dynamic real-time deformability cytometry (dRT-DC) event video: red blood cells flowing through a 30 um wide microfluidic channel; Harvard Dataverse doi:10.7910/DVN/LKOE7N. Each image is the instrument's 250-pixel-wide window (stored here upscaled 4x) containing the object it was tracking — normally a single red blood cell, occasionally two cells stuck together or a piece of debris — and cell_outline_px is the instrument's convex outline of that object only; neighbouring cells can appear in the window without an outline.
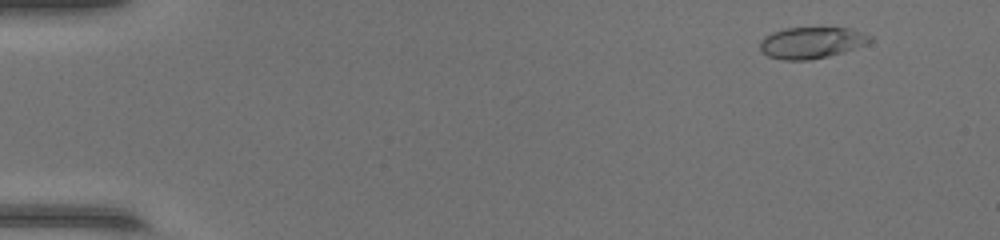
{"species": "common noctule bat (a hibernating species)", "species_latin": "Nyctalus noctula", "temperature_condition": "warm", "stored_images_in_passage": 43, "camera_frame_rate_fps": 3000, "um_per_image_px": 0.085, "animal": {"sex": "female", "body_mass_g": 17.0, "forearm_length_mm": 48.0}, "frame": {"image": 1, "passage_image": 5, "time_ms": 1.333, "image_size_px": [1000, 240], "cell_outline_px": [[872, 40], [868, 44], [844, 52], [828, 56], [808, 60], [784, 60], [768, 56], [760, 48], [760, 40], [764, 36], [772, 32], [784, 28], [852, 28], [872, 36]], "centroid_in_image_um": [69.0, 3.62], "position_along_channel_um": 16.0, "area_um2": 20.23}}
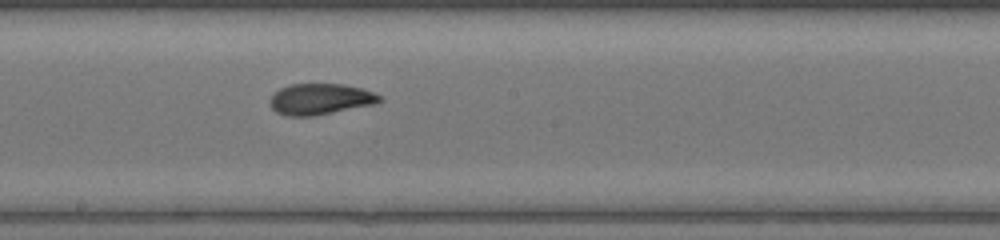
{"frame": {"image": 2, "passage_image": 28, "time_ms": 9.0, "image_size_px": [1000, 240], "cell_outline_px": [[384, 100], [372, 104], [312, 116], [288, 116], [276, 112], [268, 104], [268, 100], [280, 88], [292, 84], [344, 84], [364, 88], [380, 96]], "centroid_in_image_um": [27.19, 8.41], "position_along_channel_um": 221.0, "area_um2": 19.71}}
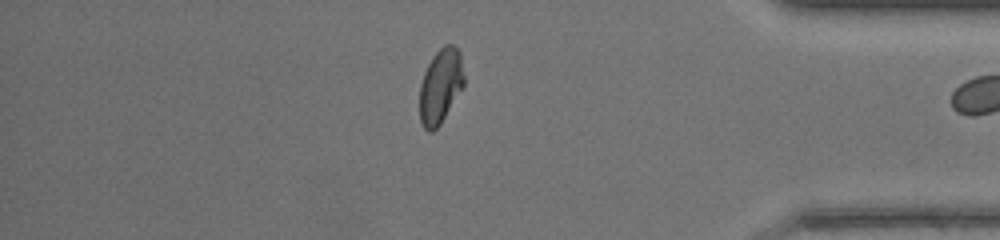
{"frame": {"image": 3, "passage_image": 42, "time_ms": 13.667, "image_size_px": [1000, 240], "cell_outline_px": [[464, 84], [440, 124], [432, 132], [428, 132], [424, 128], [420, 120], [420, 84], [424, 72], [432, 56], [444, 44], [452, 44], [460, 52], [464, 76]], "centroid_in_image_um": [37.43, 7.3], "position_along_channel_um": 397.8, "area_um2": 19.13}}